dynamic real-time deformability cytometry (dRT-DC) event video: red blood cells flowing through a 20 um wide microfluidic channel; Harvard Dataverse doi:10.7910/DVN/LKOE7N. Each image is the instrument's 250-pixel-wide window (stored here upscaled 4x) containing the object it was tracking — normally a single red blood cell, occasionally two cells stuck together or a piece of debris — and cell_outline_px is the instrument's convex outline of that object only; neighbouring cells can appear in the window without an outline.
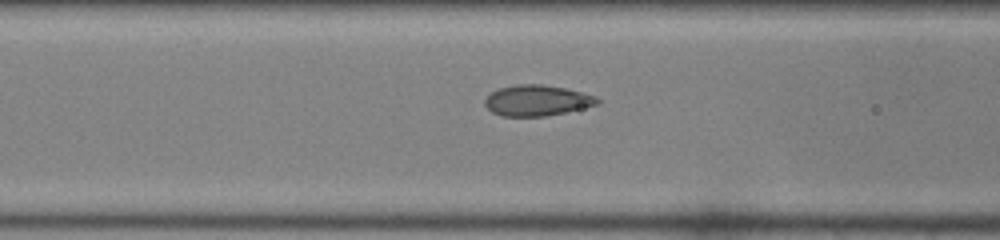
{"species": "common noctule bat (a hibernating species)", "species_latin": "Nyctalus noctula", "temperature_condition": "room temperature", "stored_images_in_passage": 12, "camera_frame_rate_fps": 3000, "um_per_image_px": 0.085, "animal": {"sex": "female", "body_mass_g": 22.0, "forearm_length_mm": 56.7}, "frame": {"image": 1, "passage_image": 10, "time_ms": 3.0, "image_size_px": [1000, 240], "cell_outline_px": [[600, 104], [564, 112], [544, 116], [500, 116], [492, 112], [484, 104], [484, 100], [492, 92], [500, 88], [516, 84], [544, 84], [564, 88], [596, 96], [600, 100]], "centroid_in_image_um": [45.63, 8.54], "position_along_channel_um": 121.0, "area_um2": 20.06}}